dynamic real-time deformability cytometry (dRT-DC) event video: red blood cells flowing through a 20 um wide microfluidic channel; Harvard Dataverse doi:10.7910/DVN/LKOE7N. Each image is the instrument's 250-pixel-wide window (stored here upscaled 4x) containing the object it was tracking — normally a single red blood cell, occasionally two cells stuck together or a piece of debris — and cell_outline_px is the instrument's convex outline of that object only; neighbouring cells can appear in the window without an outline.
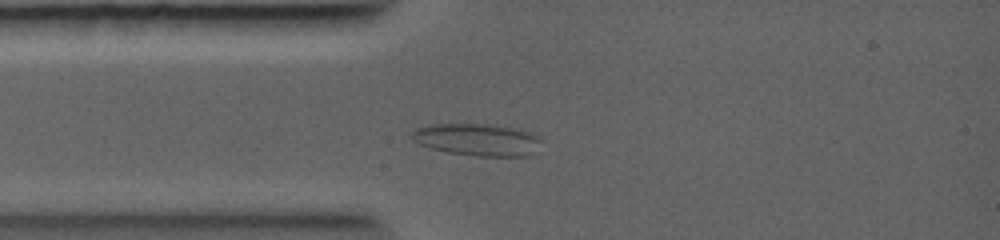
{"species": "common noctule bat (a hibernating species)", "species_latin": "Nyctalus noctula", "temperature_condition": "warm", "stored_images_in_passage": 18, "camera_frame_rate_fps": 5000, "um_per_image_px": 0.085, "animal": {"sex": "female", "body_mass_g": 19.0, "forearm_length_mm": 56.7}, "frame": {"image": 1, "passage_image": 2, "time_ms": 1.2, "image_size_px": [1000, 240], "cell_outline_px": [[544, 140], [540, 152], [528, 156], [476, 156], [448, 152], [432, 148], [420, 144], [412, 140], [408, 136], [416, 128], [432, 124], [488, 124], [512, 128], [528, 132], [540, 136]], "centroid_in_image_um": [40.65, 11.88], "position_along_channel_um": 44.4, "area_um2": 24.68}}
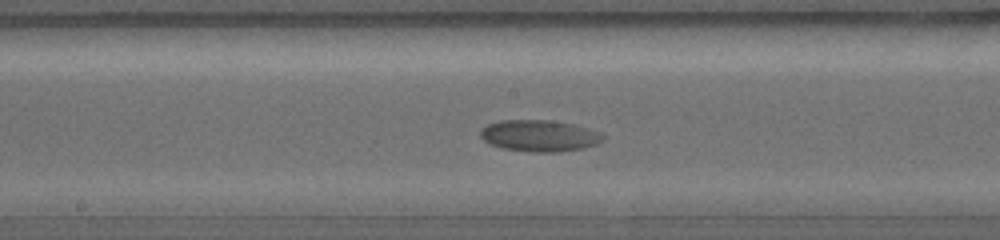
{"frame": {"image": 2, "passage_image": 8, "time_ms": 4.0, "image_size_px": [1000, 240], "cell_outline_px": [[604, 140], [596, 144], [584, 148], [560, 152], [532, 152], [500, 148], [484, 140], [480, 136], [480, 128], [488, 124], [500, 120], [552, 120], [572, 124], [588, 128], [600, 132], [604, 136]], "centroid_in_image_um": [45.85, 11.54], "position_along_channel_um": 202.4, "area_um2": 22.66}}
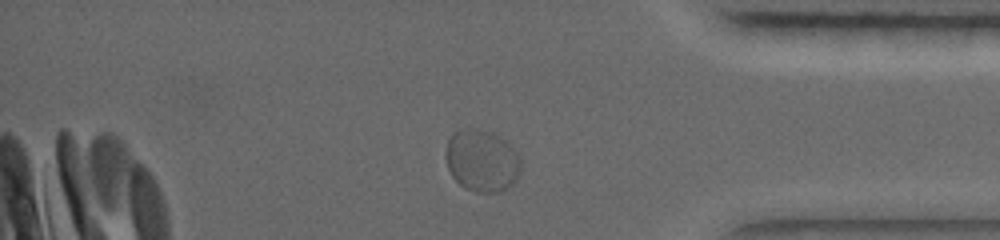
{"frame": {"image": 3, "passage_image": 16, "time_ms": 7.6, "image_size_px": [1000, 240], "cell_outline_px": [[520, 172], [516, 180], [508, 188], [500, 192], [476, 192], [464, 188], [452, 176], [448, 168], [444, 156], [444, 152], [448, 140], [452, 132], [468, 128], [476, 128], [492, 132], [500, 136], [520, 156]], "centroid_in_image_um": [40.94, 13.65], "position_along_channel_um": 394.3, "area_um2": 27.46}}